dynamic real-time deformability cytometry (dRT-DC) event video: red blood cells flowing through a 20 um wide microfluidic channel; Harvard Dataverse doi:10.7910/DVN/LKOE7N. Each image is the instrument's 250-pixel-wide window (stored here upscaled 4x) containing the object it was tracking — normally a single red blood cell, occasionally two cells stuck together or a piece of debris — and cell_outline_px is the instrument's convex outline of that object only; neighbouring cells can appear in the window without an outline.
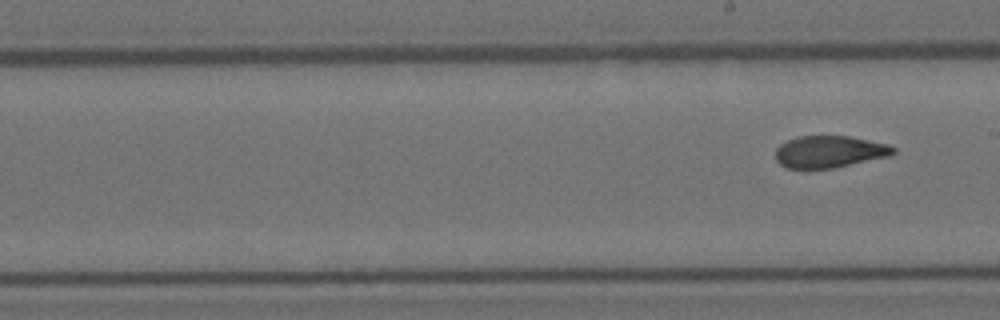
{"species": "Egyptian fruit bat (a non-hibernating species)", "species_latin": "Rousettus aegyptiacus", "temperature_condition": "room temperature", "stored_images_in_passage": 10, "segment_of_instrument_passage": [2, 2], "camera_frame_rate_fps": 3000, "um_per_image_px": 0.085, "animal": {"sex": "female"}, "frame": {"image": 1, "passage_image": 10, "time_ms": 3.0, "image_size_px": [1000, 320], "cell_outline_px": [[896, 152], [892, 156], [832, 168], [788, 168], [780, 164], [776, 160], [776, 148], [780, 144], [796, 136], [848, 136], [888, 144], [896, 148]], "centroid_in_image_um": [70.53, 12.89], "position_along_channel_um": 218.5, "area_um2": 21.96}}